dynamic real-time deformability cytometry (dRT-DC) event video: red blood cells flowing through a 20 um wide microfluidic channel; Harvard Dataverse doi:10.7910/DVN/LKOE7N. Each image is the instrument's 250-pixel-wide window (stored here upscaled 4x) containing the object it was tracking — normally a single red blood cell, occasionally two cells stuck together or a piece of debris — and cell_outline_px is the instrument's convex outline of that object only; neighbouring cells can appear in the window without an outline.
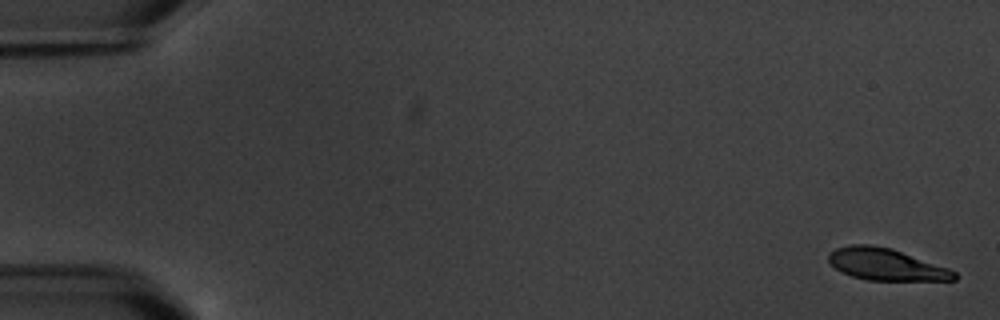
{"species": "common noctule bat (a hibernating species)", "species_latin": "Nyctalus noctula", "temperature_condition": "warm", "stored_images_in_passage": 6, "camera_frame_rate_fps": 3000, "um_per_image_px": 0.085, "animal": {"sex": "male", "body_mass_g": 20.1, "forearm_length_mm": 53.5}, "frame": {"image": 1, "passage_image": 1, "time_ms": 0.0, "image_size_px": [1000, 320], "cell_outline_px": [[956, 280], [868, 280], [852, 276], [836, 268], [828, 260], [828, 256], [836, 248], [852, 244], [868, 244], [892, 248], [948, 268], [956, 272]], "centroid_in_image_um": [75.32, 22.47], "position_along_channel_um": 9.7, "area_um2": 23.0}}
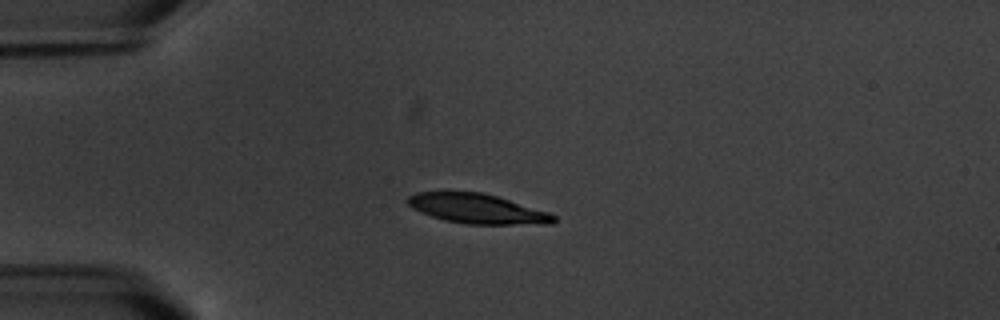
{"frame": {"image": 2, "passage_image": 5, "time_ms": 4.667, "image_size_px": [1000, 320], "cell_outline_px": [[556, 220], [552, 224], [468, 224], [444, 220], [432, 216], [412, 208], [404, 200], [408, 196], [416, 192], [480, 192], [496, 196], [548, 212], [556, 216]], "centroid_in_image_um": [40.55, 17.74], "position_along_channel_um": 44.5, "area_um2": 25.03}}